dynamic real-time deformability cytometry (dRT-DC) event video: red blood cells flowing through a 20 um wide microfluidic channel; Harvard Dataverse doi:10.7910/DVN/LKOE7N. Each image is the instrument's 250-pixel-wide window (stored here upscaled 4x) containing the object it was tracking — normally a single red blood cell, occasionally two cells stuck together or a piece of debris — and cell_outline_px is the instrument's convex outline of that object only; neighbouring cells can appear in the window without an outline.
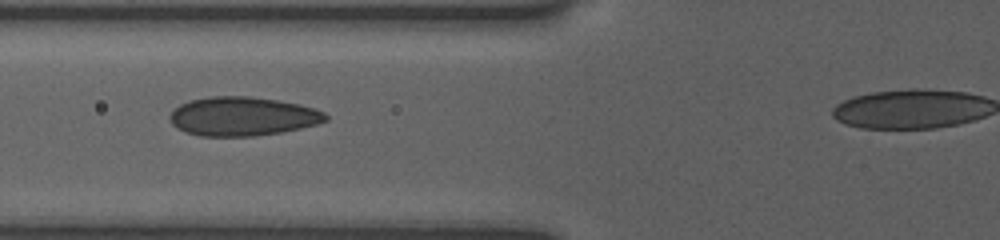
{"species": "human", "species_latin": "Homo sapiens", "temperature_condition": "room temperature", "stored_images_in_passage": 7, "camera_frame_rate_fps": 3000, "um_per_image_px": 0.085, "donor": {"sex": "female"}, "frame": {"image": 1, "passage_image": 6, "time_ms": 4.0, "image_size_px": [1000, 240], "cell_outline_px": [[328, 120], [316, 124], [300, 128], [280, 132], [252, 136], [200, 136], [184, 132], [176, 128], [172, 124], [168, 116], [180, 104], [188, 100], [212, 96], [252, 96], [300, 104], [324, 112], [328, 116]], "centroid_in_image_um": [20.58, 9.89], "position_along_channel_um": 105.2, "area_um2": 35.37}}